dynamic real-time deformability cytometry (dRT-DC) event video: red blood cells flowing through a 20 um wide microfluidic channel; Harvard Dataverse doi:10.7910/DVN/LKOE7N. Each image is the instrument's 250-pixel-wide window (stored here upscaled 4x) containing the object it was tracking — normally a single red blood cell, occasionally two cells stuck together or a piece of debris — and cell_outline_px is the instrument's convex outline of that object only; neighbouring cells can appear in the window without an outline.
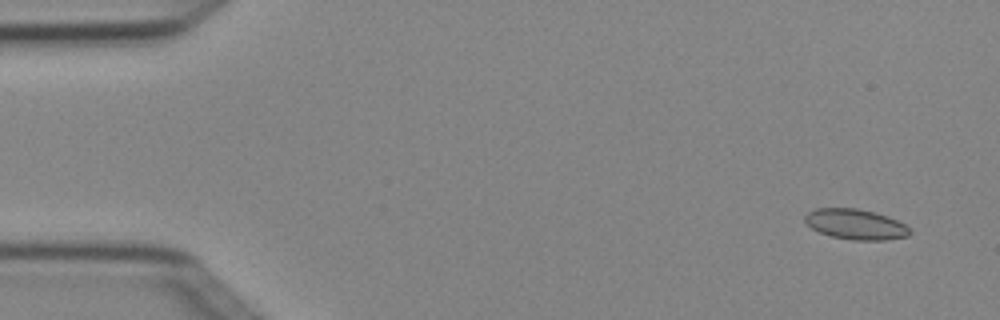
{"species": "Egyptian fruit bat (a non-hibernating species)", "species_latin": "Rousettus aegyptiacus", "temperature_condition": "cold", "stored_images_in_passage": 4, "camera_frame_rate_fps": 3000, "um_per_image_px": 0.085, "animal": {"sex": "female"}, "frame": {"image": 1, "passage_image": 1, "time_ms": 0.0, "image_size_px": [1000, 320], "cell_outline_px": [[912, 232], [908, 236], [884, 240], [852, 240], [832, 236], [820, 232], [812, 228], [804, 220], [804, 216], [808, 212], [816, 208], [856, 208], [888, 216], [904, 224]], "centroid_in_image_um": [72.72, 19.06], "position_along_channel_um": 12.3, "area_um2": 18.38}}
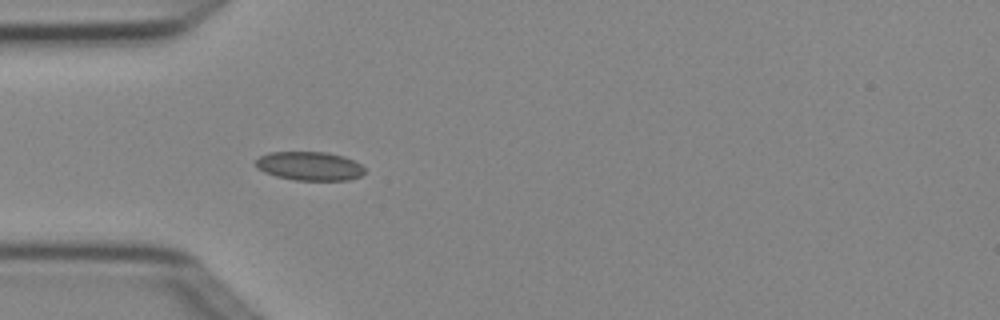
{"frame": {"image": 2, "passage_image": 4, "time_ms": 1.0, "image_size_px": [1000, 320], "cell_outline_px": [[364, 172], [360, 176], [348, 180], [296, 180], [276, 176], [264, 172], [256, 168], [256, 160], [260, 156], [268, 152], [324, 152], [344, 156], [360, 164], [364, 168]], "centroid_in_image_um": [26.29, 14.11], "position_along_channel_um": 58.7, "area_um2": 18.21}}